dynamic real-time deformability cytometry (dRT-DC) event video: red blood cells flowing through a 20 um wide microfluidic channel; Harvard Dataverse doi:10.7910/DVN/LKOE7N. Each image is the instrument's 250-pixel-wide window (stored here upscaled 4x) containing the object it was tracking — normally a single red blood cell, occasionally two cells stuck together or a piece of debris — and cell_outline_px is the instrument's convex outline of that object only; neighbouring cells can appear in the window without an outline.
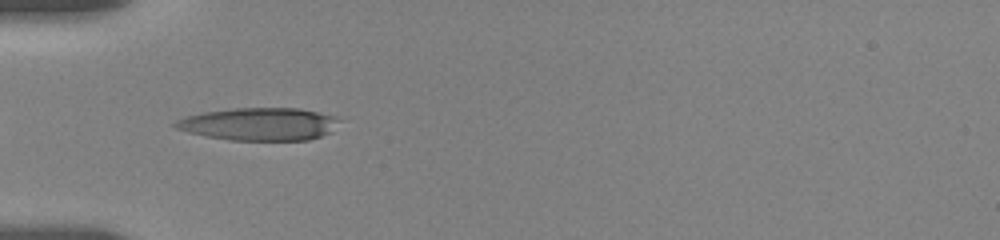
{"species": "human", "species_latin": "Homo sapiens", "temperature_condition": "room temperature", "stored_images_in_passage": 3, "camera_frame_rate_fps": 3000, "um_per_image_px": 0.085, "donor": {"sex": "female"}, "frame": {"image": 1, "passage_image": 1, "time_ms": 0.0, "image_size_px": [1000, 240], "cell_outline_px": [[340, 120], [332, 132], [308, 140], [228, 140], [188, 132], [176, 128], [172, 124], [176, 120], [184, 116], [204, 112], [236, 108], [300, 108], [336, 116]], "centroid_in_image_um": [22.05, 10.54], "position_along_channel_um": 63.0, "area_um2": 31.27}}
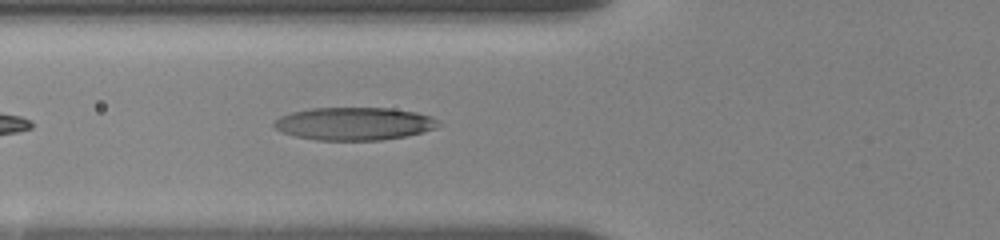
{"frame": {"image": 2, "passage_image": 3, "time_ms": 1.0, "image_size_px": [1000, 240], "cell_outline_px": [[440, 124], [436, 128], [404, 136], [380, 140], [316, 140], [296, 136], [280, 132], [272, 124], [280, 116], [292, 112], [312, 108], [392, 108], [416, 112], [432, 116]], "centroid_in_image_um": [30.09, 10.51], "position_along_channel_um": 95.7, "area_um2": 31.33}}